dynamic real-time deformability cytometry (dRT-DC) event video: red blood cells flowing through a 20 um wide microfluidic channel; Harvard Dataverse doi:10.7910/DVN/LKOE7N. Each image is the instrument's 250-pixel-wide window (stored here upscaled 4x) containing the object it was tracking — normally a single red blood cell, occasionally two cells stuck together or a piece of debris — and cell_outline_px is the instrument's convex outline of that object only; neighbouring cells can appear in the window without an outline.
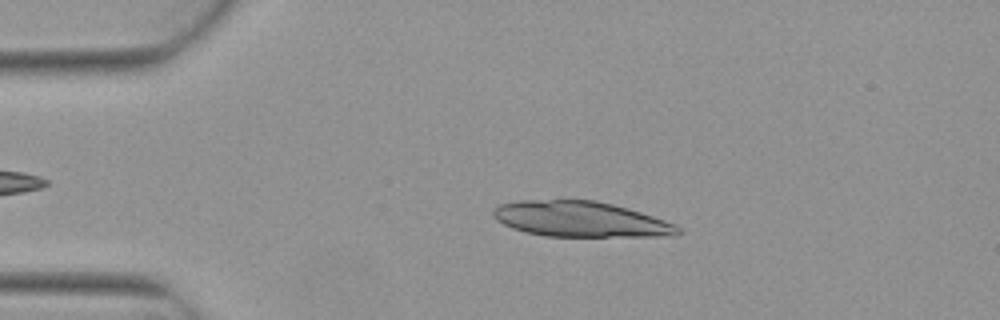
{"species": "Egyptian fruit bat (a non-hibernating species)", "species_latin": "Rousettus aegyptiacus", "temperature_condition": "warm", "stored_images_in_passage": 3, "camera_frame_rate_fps": 3000, "um_per_image_px": 0.085, "animal": {"sex": "female"}, "frame": {"image": 1, "passage_image": 2, "time_ms": 0.333, "image_size_px": [1000, 320], "cell_outline_px": [[680, 232], [676, 236], [544, 236], [524, 232], [512, 228], [496, 220], [492, 212], [500, 204], [520, 200], [596, 200], [628, 208], [664, 220], [680, 228]], "centroid_in_image_um": [49.32, 18.63], "position_along_channel_um": 35.7, "area_um2": 37.97}}